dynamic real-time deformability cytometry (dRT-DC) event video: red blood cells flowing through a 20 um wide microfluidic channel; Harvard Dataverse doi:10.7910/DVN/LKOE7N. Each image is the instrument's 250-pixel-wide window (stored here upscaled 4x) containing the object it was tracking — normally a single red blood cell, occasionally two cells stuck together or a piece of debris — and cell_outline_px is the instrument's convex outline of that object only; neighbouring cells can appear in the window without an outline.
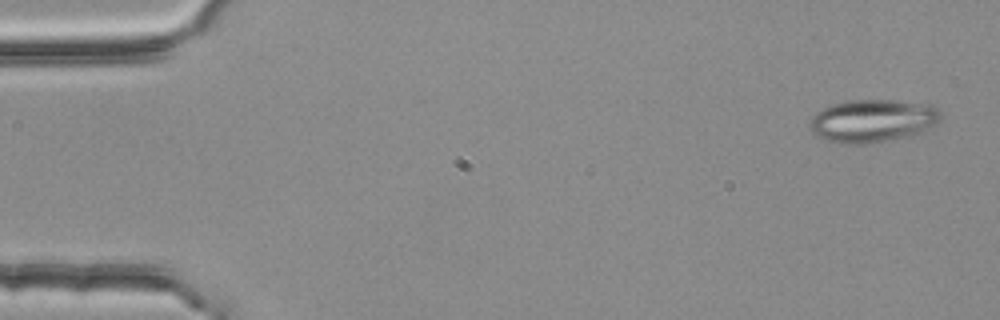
{"species": "common noctule bat (a hibernating species)", "species_latin": "Nyctalus noctula", "temperature_condition": "room temperature", "stored_images_in_passage": 4, "camera_frame_rate_fps": 3000, "um_per_image_px": 0.085, "animal": {"sex": "female", "body_mass_g": 25.1}, "frame": {"image": 1, "passage_image": 1, "time_ms": 0.0, "image_size_px": [1000, 320], "cell_outline_px": [[940, 120], [936, 124], [916, 132], [904, 136], [864, 144], [848, 144], [824, 140], [812, 132], [808, 124], [812, 116], [816, 112], [832, 104], [848, 100], [896, 100], [932, 104], [940, 108]], "centroid_in_image_um": [74.14, 10.24], "position_along_channel_um": 10.9, "area_um2": 32.48}}